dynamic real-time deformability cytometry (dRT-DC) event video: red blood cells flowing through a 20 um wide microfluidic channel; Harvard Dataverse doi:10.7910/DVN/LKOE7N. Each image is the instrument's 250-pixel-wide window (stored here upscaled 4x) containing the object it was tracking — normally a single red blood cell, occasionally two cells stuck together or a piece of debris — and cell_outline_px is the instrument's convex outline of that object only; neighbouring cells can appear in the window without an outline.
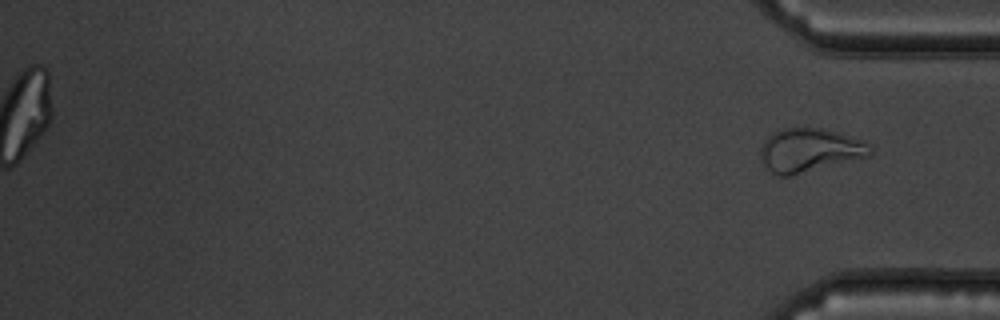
{"species": "common noctule bat (a hibernating species)", "species_latin": "Nyctalus noctula", "temperature_condition": "warm", "stored_images_in_passage": 55, "segment_of_instrument_passage": [2, 2], "camera_frame_rate_fps": 3000, "um_per_image_px": 0.085, "animal": {"sex": "male", "body_mass_g": 19.5, "forearm_length_mm": 54.6}, "frame": {"image": 1, "passage_image": 55, "time_ms": 18.0, "image_size_px": [1000, 320], "cell_outline_px": [[872, 152], [868, 156], [792, 176], [776, 176], [764, 164], [760, 156], [760, 148], [764, 140], [772, 132], [780, 128], [824, 128], [840, 132], [864, 144]], "centroid_in_image_um": [68.71, 12.77], "position_along_channel_um": 366.5, "area_um2": 27.57}}